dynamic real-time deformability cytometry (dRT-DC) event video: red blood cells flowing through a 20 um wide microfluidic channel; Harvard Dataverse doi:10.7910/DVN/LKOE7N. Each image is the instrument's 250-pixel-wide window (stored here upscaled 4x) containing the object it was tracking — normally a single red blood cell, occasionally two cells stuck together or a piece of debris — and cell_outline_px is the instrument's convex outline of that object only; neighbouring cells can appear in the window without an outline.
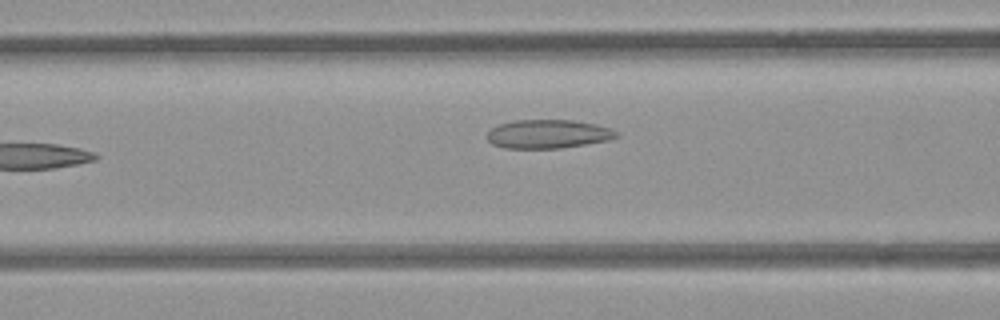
{"species": "common noctule bat (a hibernating species)", "species_latin": "Nyctalus noctula", "temperature_condition": "room temperature", "stored_images_in_passage": 25, "camera_frame_rate_fps": 3000, "um_per_image_px": 0.085, "animal": {"sex": "female", "body_mass_g": 21.9}, "frame": {"image": 1, "passage_image": 6, "time_ms": 1.667, "image_size_px": [1000, 320], "cell_outline_px": [[620, 136], [608, 140], [560, 148], [504, 148], [492, 144], [488, 140], [488, 132], [492, 128], [500, 124], [516, 120], [572, 120], [596, 124], [612, 128], [620, 132]], "centroid_in_image_um": [46.63, 11.39], "position_along_channel_um": 120.0, "area_um2": 21.62}}
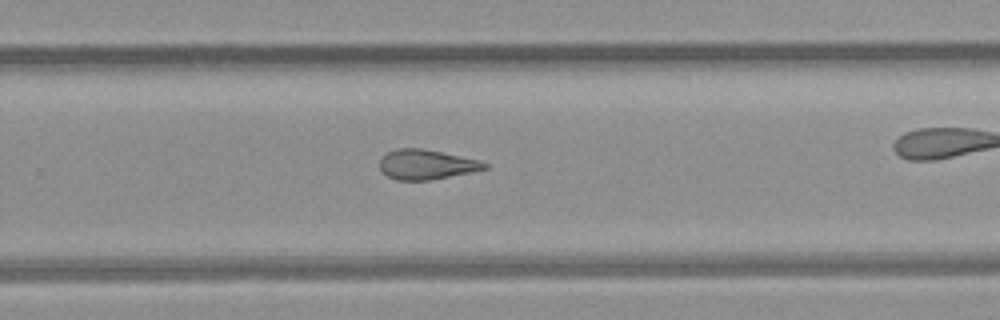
{"frame": {"image": 2, "passage_image": 16, "time_ms": 5.0, "image_size_px": [1000, 320], "cell_outline_px": [[488, 168], [472, 172], [432, 180], [396, 180], [388, 176], [380, 168], [380, 160], [388, 152], [396, 148], [420, 148], [440, 152], [476, 160], [488, 164]], "centroid_in_image_um": [36.23, 13.99], "position_along_channel_um": 293.6, "area_um2": 17.92}}
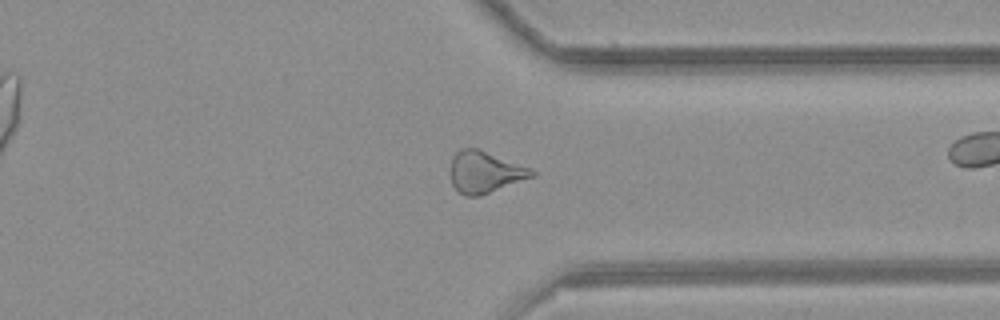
{"frame": {"image": 3, "passage_image": 22, "time_ms": 7.0, "image_size_px": [1000, 320], "cell_outline_px": [[536, 176], [480, 196], [464, 196], [452, 184], [452, 156], [460, 148], [476, 148], [528, 168], [536, 172]], "centroid_in_image_um": [41.21, 14.65], "position_along_channel_um": 370.2, "area_um2": 19.31}, "authors_computed_cell_mechanics": {"area_um2": 19.8254, "velocity_mm_per_s": 3.9201, "shape_relaxation_time_tau1_ms": null, "shape_relaxation_time_tau2_ms": 3.3834, "deformation_change_tau1": null, "deformation_change_tau2": 0.131}}